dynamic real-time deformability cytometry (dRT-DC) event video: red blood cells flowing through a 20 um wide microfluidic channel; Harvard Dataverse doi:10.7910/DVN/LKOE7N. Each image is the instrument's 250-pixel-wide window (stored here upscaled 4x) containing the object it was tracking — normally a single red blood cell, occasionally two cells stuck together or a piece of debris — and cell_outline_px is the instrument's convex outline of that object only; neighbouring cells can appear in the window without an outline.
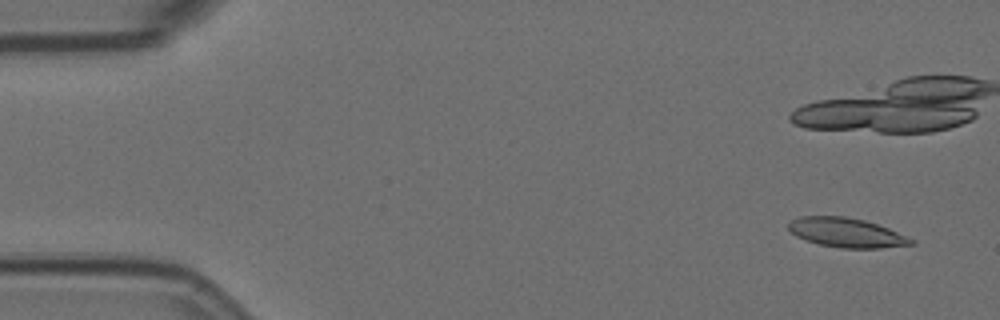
{"species": "Egyptian fruit bat (a non-hibernating species)", "species_latin": "Rousettus aegyptiacus", "temperature_condition": "room temperature", "stored_images_in_passage": 15, "camera_frame_rate_fps": 3000, "um_per_image_px": 0.085, "animal": {"sex": "female"}, "frame": {"image": 1, "passage_image": 3, "time_ms": 0.667, "image_size_px": [1000, 320], "cell_outline_px": [[916, 244], [880, 248], [840, 248], [820, 244], [804, 240], [796, 236], [788, 228], [788, 224], [792, 220], [800, 216], [844, 216], [864, 220], [888, 228], [916, 240]], "centroid_in_image_um": [71.96, 19.78], "position_along_channel_um": 13.0, "area_um2": 20.98}}